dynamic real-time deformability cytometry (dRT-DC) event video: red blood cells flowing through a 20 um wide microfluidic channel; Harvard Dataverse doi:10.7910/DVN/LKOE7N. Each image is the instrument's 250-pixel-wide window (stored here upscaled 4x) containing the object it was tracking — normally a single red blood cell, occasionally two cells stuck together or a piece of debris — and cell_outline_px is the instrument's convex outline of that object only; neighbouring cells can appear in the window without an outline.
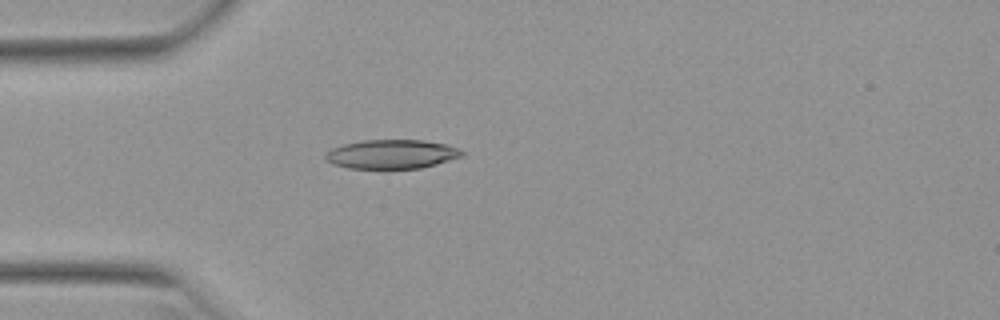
{"species": "Egyptian fruit bat (a non-hibernating species)", "species_latin": "Rousettus aegyptiacus", "temperature_condition": "warm", "stored_images_in_passage": 51, "camera_frame_rate_fps": 3000, "um_per_image_px": 0.085, "animal": {"sex": "female"}, "frame": {"image": 1, "passage_image": 14, "time_ms": 4.333, "image_size_px": [1000, 320], "cell_outline_px": [[464, 156], [436, 164], [420, 168], [384, 172], [348, 168], [332, 164], [324, 156], [332, 148], [344, 144], [364, 140], [424, 140], [448, 144], [464, 152]], "centroid_in_image_um": [33.29, 13.15], "position_along_channel_um": 51.7, "area_um2": 24.04}}
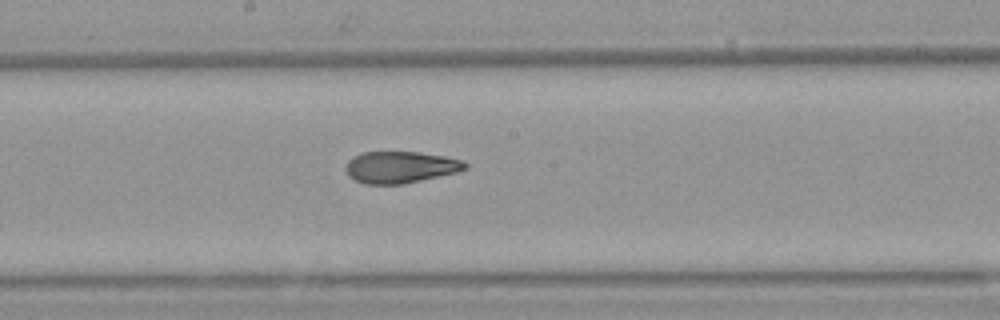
{"frame": {"image": 2, "passage_image": 27, "time_ms": 8.667, "image_size_px": [1000, 320], "cell_outline_px": [[468, 168], [456, 172], [404, 184], [364, 184], [352, 180], [348, 176], [344, 168], [348, 160], [364, 152], [420, 152], [444, 156], [464, 160], [468, 164]], "centroid_in_image_um": [34.02, 14.21], "position_along_channel_um": 214.2, "area_um2": 22.2}}
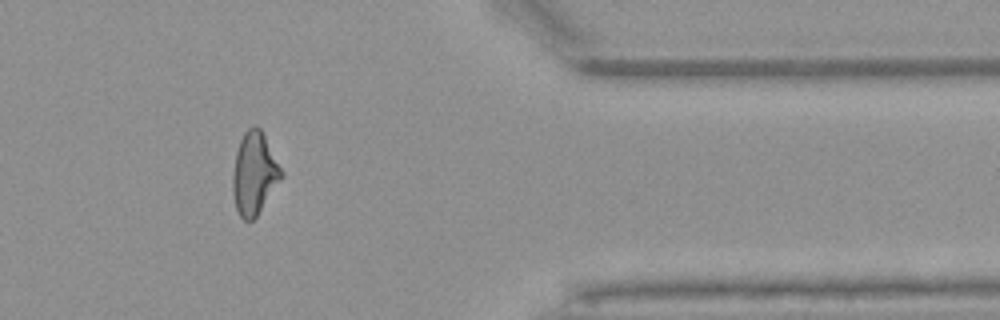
{"frame": {"image": 3, "passage_image": 42, "time_ms": 13.667, "image_size_px": [1000, 320], "cell_outline_px": [[284, 176], [256, 216], [252, 220], [244, 220], [240, 216], [236, 208], [232, 192], [232, 172], [236, 152], [240, 140], [244, 132], [252, 124], [256, 124], [260, 128], [284, 172]], "centroid_in_image_um": [21.61, 14.72], "position_along_channel_um": 389.8, "area_um2": 23.41}, "authors_computed_cell_mechanics": {"area_um2": 23.409, "velocity_mm_per_s": 3.9631, "shape_relaxation_time_tau1_ms": null, "shape_relaxation_time_tau2_ms": 2.0835, "deformation_change_tau1": null, "deformation_change_tau2": 0.1053}}